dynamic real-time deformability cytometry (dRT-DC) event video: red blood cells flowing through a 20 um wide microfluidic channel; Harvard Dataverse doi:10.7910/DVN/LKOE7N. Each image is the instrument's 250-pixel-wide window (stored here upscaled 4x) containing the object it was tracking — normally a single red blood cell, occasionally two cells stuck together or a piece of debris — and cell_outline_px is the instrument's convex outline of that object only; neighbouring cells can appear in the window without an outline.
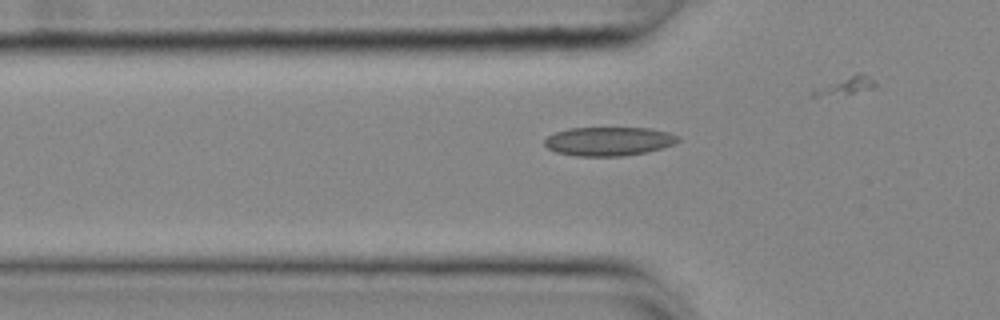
{"species": "common noctule bat (a hibernating species)", "species_latin": "Nyctalus noctula", "temperature_condition": "cold", "stored_images_in_passage": 27, "camera_frame_rate_fps": 3000, "um_per_image_px": 0.085, "animal": {"sex": "female", "body_mass_g": 25.1}, "frame": {"image": 1, "passage_image": 2, "time_ms": 0.333, "image_size_px": [1000, 320], "cell_outline_px": [[680, 140], [672, 144], [660, 148], [644, 152], [620, 156], [576, 156], [556, 152], [548, 148], [544, 144], [544, 140], [548, 136], [556, 132], [568, 128], [652, 128], [668, 132], [680, 136]], "centroid_in_image_um": [51.73, 12.0], "position_along_channel_um": 74.1, "area_um2": 22.31}}
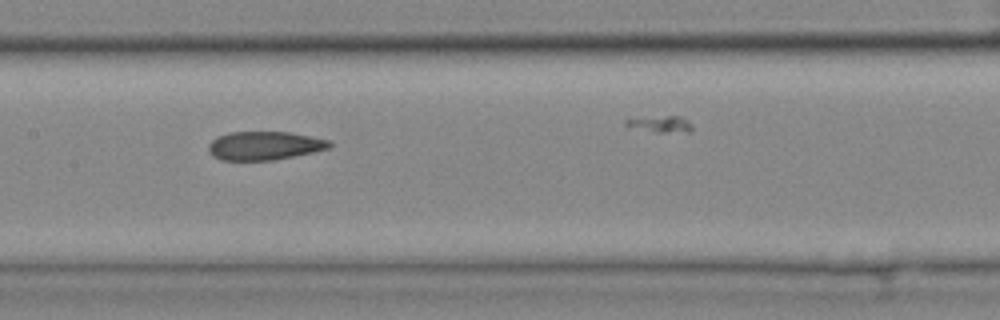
{"frame": {"image": 2, "passage_image": 11, "time_ms": 3.333, "image_size_px": [1000, 320], "cell_outline_px": [[332, 148], [272, 160], [220, 160], [212, 156], [208, 152], [208, 144], [216, 136], [228, 132], [288, 132], [328, 140], [332, 144]], "centroid_in_image_um": [22.42, 12.38], "position_along_channel_um": 185.0, "area_um2": 20.11}}
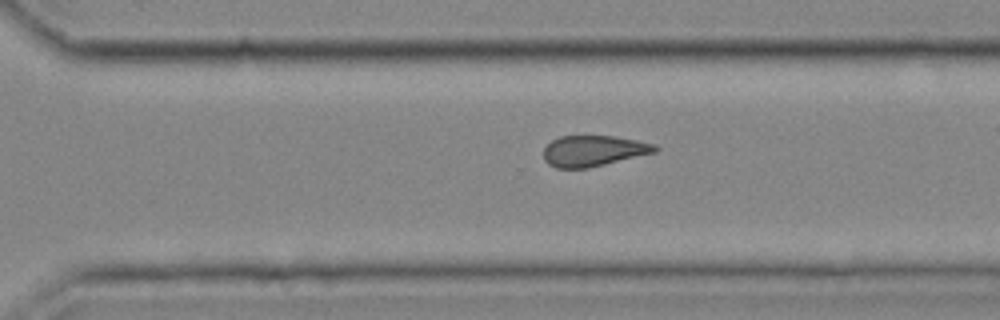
{"frame": {"image": 3, "passage_image": 22, "time_ms": 7.0, "image_size_px": [1000, 320], "cell_outline_px": [[660, 148], [656, 152], [588, 168], [556, 168], [548, 164], [544, 160], [544, 148], [552, 140], [560, 136], [612, 136], [636, 140], [656, 144]], "centroid_in_image_um": [50.45, 12.82], "position_along_channel_um": 320.2, "area_um2": 20.0}}